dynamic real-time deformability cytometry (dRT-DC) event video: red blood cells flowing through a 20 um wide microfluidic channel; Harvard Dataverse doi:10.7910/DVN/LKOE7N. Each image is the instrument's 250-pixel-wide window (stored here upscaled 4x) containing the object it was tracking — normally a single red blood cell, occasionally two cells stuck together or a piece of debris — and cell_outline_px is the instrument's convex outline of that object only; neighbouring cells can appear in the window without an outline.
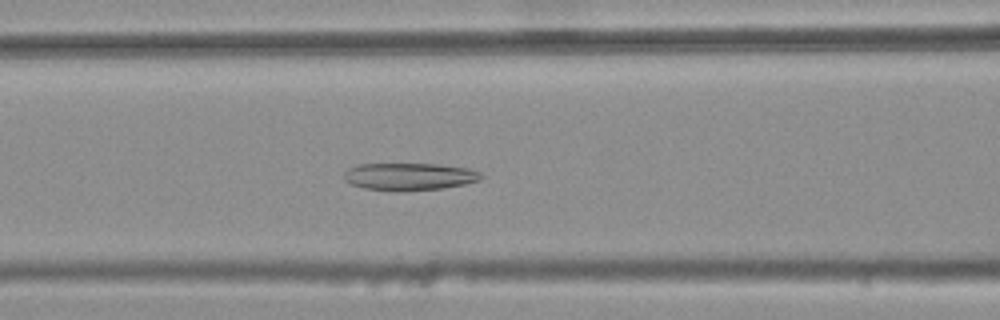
{"species": "common noctule bat (a hibernating species)", "species_latin": "Nyctalus noctula", "temperature_condition": "warm", "stored_images_in_passage": 45, "camera_frame_rate_fps": 3000, "um_per_image_px": 0.085, "animal": {"sex": "female", "body_mass_g": 25.1}, "frame": {"image": 1, "passage_image": 22, "time_ms": 7.0, "image_size_px": [1000, 320], "cell_outline_px": [[484, 176], [480, 180], [464, 184], [444, 188], [404, 192], [396, 192], [364, 188], [352, 184], [344, 180], [344, 172], [348, 168], [356, 164], [436, 164], [468, 168], [480, 172]], "centroid_in_image_um": [34.78, 15.02], "position_along_channel_um": 131.8, "area_um2": 22.2}}
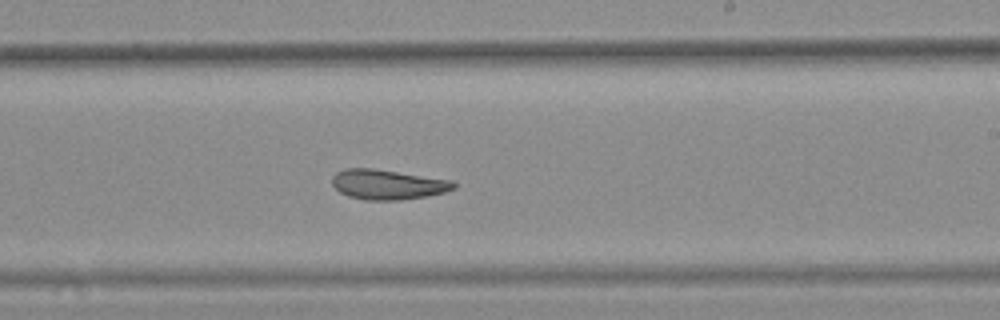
{"frame": {"image": 2, "passage_image": 32, "time_ms": 10.333, "image_size_px": [1000, 320], "cell_outline_px": [[456, 188], [444, 192], [424, 196], [400, 200], [364, 200], [348, 196], [340, 192], [332, 184], [332, 176], [336, 172], [344, 168], [372, 168], [452, 180], [456, 184]], "centroid_in_image_um": [32.92, 15.68], "position_along_channel_um": 256.1, "area_um2": 21.15}}
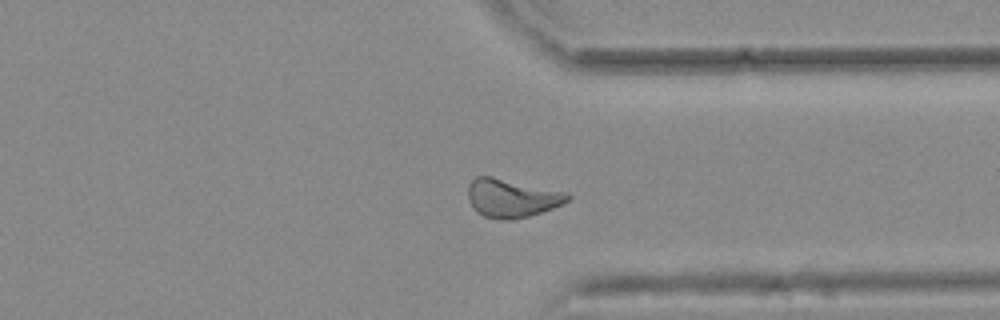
{"frame": {"image": 3, "passage_image": 41, "time_ms": 13.333, "image_size_px": [1000, 320], "cell_outline_px": [[572, 196], [568, 200], [552, 208], [528, 216], [512, 220], [484, 216], [476, 212], [472, 208], [468, 200], [468, 184], [476, 176], [492, 176], [568, 192]], "centroid_in_image_um": [43.47, 16.82], "position_along_channel_um": 367.9, "area_um2": 22.31}, "authors_computed_cell_mechanics": {"area_um2": 22.3108, "velocity_mm_per_s": 3.7336, "shape_relaxation_time_tau1_ms": null, "shape_relaxation_time_tau2_ms": 3.3287, "deformation_change_tau1": null, "deformation_change_tau2": 0.0951}}